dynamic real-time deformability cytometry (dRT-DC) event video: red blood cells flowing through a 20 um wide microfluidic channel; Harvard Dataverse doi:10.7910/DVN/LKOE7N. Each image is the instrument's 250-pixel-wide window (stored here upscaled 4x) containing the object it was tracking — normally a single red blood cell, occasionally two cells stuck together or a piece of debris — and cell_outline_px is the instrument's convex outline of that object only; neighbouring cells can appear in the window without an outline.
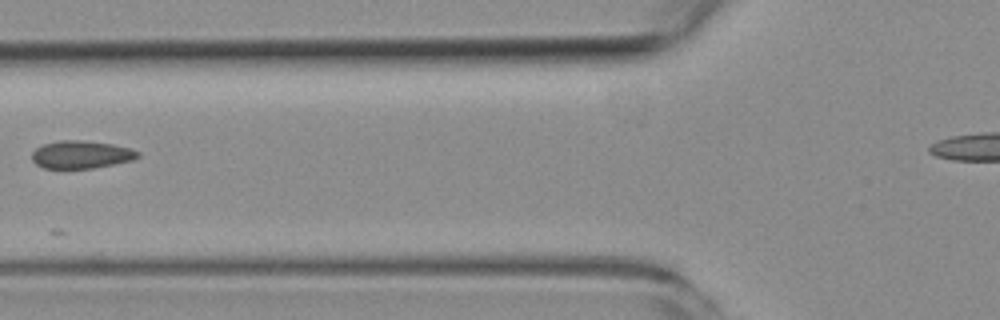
{"species": "common noctule bat (a hibernating species)", "species_latin": "Nyctalus noctula", "temperature_condition": "room temperature", "stored_images_in_passage": 6, "segment_of_instrument_passage": [1, 2], "camera_frame_rate_fps": 3000, "um_per_image_px": 0.085, "animal": {"sex": "female", "body_mass_g": 19.3, "forearm_length_mm": 54.1}, "frame": {"image": 1, "passage_image": 3, "time_ms": 2.333, "image_size_px": [1000, 320], "cell_outline_px": [[140, 156], [132, 160], [92, 168], [44, 168], [36, 164], [32, 160], [32, 152], [36, 148], [44, 144], [60, 140], [80, 140], [112, 144], [128, 148], [140, 152]], "centroid_in_image_um": [6.88, 13.13], "position_along_channel_um": 118.9, "area_um2": 16.94}}
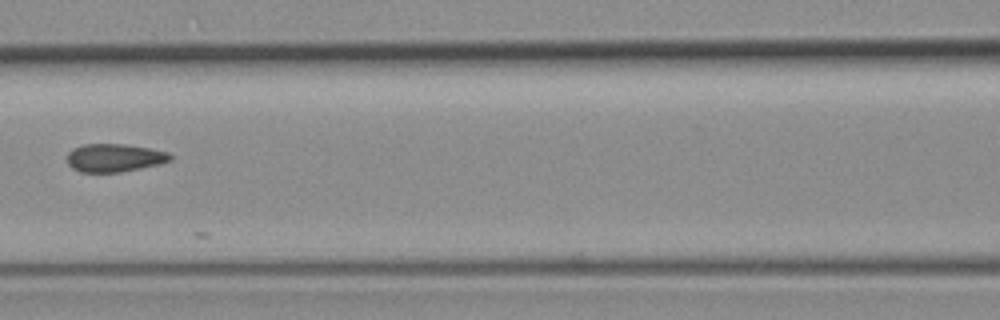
{"frame": {"image": 2, "passage_image": 4, "time_ms": 3.333, "image_size_px": [1000, 320], "cell_outline_px": [[172, 160], [160, 164], [120, 172], [80, 172], [72, 168], [68, 164], [68, 152], [72, 148], [84, 144], [124, 144], [148, 148], [168, 152], [172, 156]], "centroid_in_image_um": [9.72, 13.41], "position_along_channel_um": 156.9, "area_um2": 16.88}}